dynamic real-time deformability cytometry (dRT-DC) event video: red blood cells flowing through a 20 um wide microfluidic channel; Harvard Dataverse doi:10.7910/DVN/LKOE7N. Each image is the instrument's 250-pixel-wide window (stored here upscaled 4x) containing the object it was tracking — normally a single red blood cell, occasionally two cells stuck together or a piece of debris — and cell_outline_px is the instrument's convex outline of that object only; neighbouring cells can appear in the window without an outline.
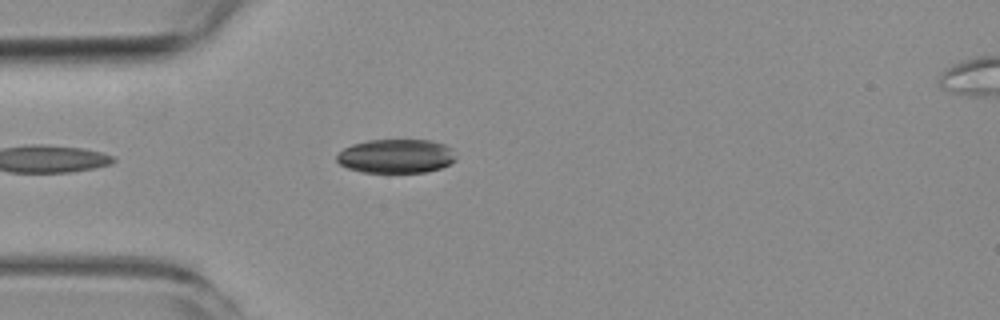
{"species": "common noctule bat (a hibernating species)", "species_latin": "Nyctalus noctula", "temperature_condition": "room temperature", "stored_images_in_passage": 2, "camera_frame_rate_fps": 3000, "um_per_image_px": 0.085, "animal": {"sex": "female", "body_mass_g": 19.3, "forearm_length_mm": 54.1}, "frame": {"image": 1, "passage_image": 2, "time_ms": 1.0, "image_size_px": [1000, 320], "cell_outline_px": [[456, 160], [440, 168], [424, 172], [364, 172], [348, 168], [340, 164], [336, 160], [336, 156], [344, 148], [352, 144], [368, 140], [428, 140], [444, 144], [452, 148], [456, 156]], "centroid_in_image_um": [33.67, 13.26], "position_along_channel_um": 51.3, "area_um2": 23.52}}